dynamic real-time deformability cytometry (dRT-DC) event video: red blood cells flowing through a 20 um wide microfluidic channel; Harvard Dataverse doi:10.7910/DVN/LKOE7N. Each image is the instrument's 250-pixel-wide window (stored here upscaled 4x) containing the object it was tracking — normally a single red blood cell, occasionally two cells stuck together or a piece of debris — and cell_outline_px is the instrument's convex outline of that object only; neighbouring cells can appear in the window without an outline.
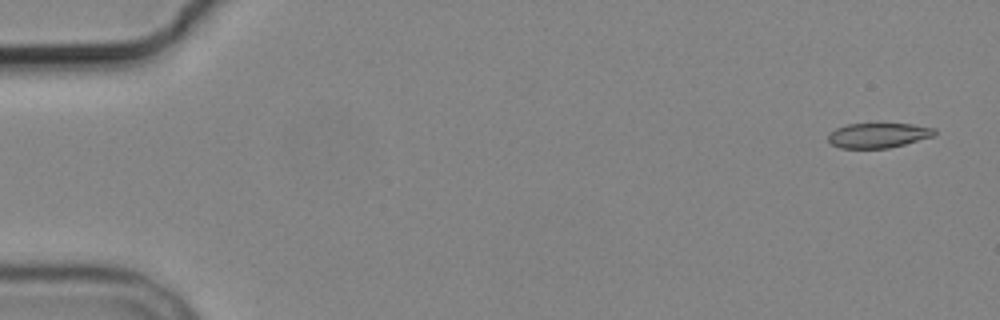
{"species": "common noctule bat (a hibernating species)", "species_latin": "Nyctalus noctula", "temperature_condition": "cold", "stored_images_in_passage": 5, "camera_frame_rate_fps": 3000, "um_per_image_px": 0.085, "animal": {"sex": "male", "body_mass_g": 19.2, "forearm_length_mm": 51.8}, "frame": {"image": 1, "passage_image": 1, "time_ms": 0.0, "image_size_px": [1000, 320], "cell_outline_px": [[936, 132], [932, 136], [904, 144], [888, 148], [840, 148], [832, 144], [828, 140], [828, 132], [836, 128], [848, 124], [912, 124], [936, 128]], "centroid_in_image_um": [74.62, 11.5], "position_along_channel_um": 10.4, "area_um2": 15.32}}
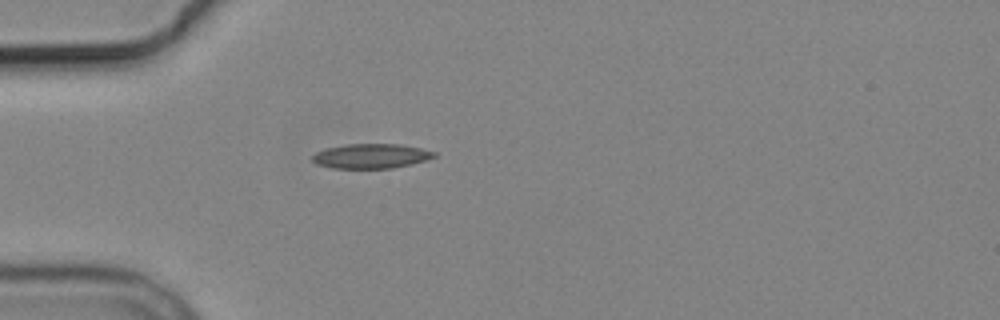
{"frame": {"image": 2, "passage_image": 5, "time_ms": 4.667, "image_size_px": [1000, 320], "cell_outline_px": [[436, 156], [412, 164], [392, 168], [332, 168], [316, 164], [312, 160], [312, 156], [316, 152], [328, 148], [348, 144], [400, 144], [420, 148], [436, 152]], "centroid_in_image_um": [31.54, 13.27], "position_along_channel_um": 53.5, "area_um2": 17.34}}